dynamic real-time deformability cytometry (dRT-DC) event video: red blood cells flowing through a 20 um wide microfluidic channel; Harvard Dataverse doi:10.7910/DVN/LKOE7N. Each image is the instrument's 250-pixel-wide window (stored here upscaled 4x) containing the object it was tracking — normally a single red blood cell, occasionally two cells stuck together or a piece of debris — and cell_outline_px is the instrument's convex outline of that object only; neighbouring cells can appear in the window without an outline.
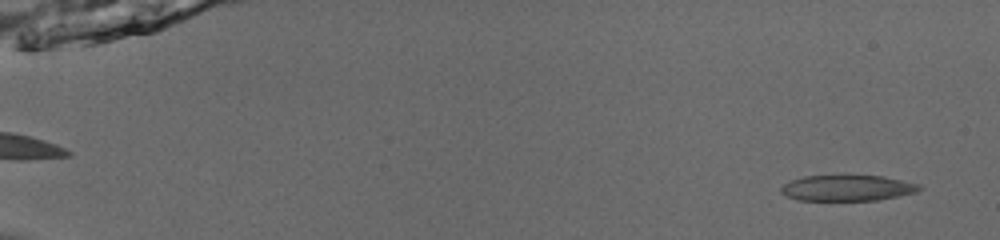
{"species": "common noctule bat (a hibernating species)", "species_latin": "Nyctalus noctula", "temperature_condition": "room temperature", "stored_images_in_passage": 33, "camera_frame_rate_fps": 3000, "um_per_image_px": 0.085, "animal": {"sex": "male", "body_mass_g": 13.0, "forearm_length_mm": 53.1}, "frame": {"image": 1, "passage_image": 2, "time_ms": 0.333, "image_size_px": [1000, 240], "cell_outline_px": [[924, 188], [916, 192], [876, 200], [796, 200], [780, 192], [780, 188], [784, 184], [792, 180], [804, 176], [884, 176], [920, 184]], "centroid_in_image_um": [72.04, 15.98], "position_along_channel_um": 13.0, "area_um2": 20.63}}
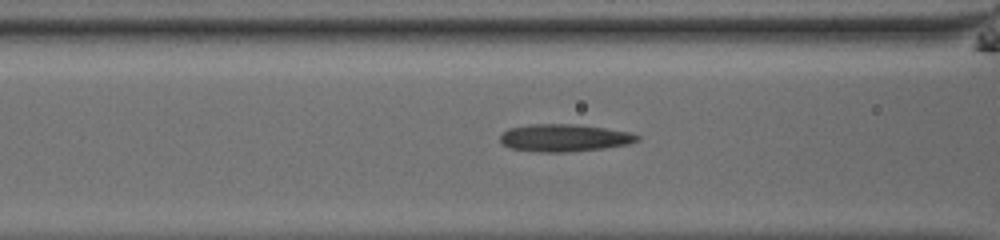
{"frame": {"image": 2, "passage_image": 22, "time_ms": 7.0, "image_size_px": [1000, 240], "cell_outline_px": [[640, 140], [628, 144], [604, 148], [568, 152], [540, 152], [508, 148], [500, 144], [500, 136], [508, 128], [528, 124], [580, 124], [632, 132], [640, 136]], "centroid_in_image_um": [47.96, 11.71], "position_along_channel_um": 118.6, "area_um2": 22.25}}
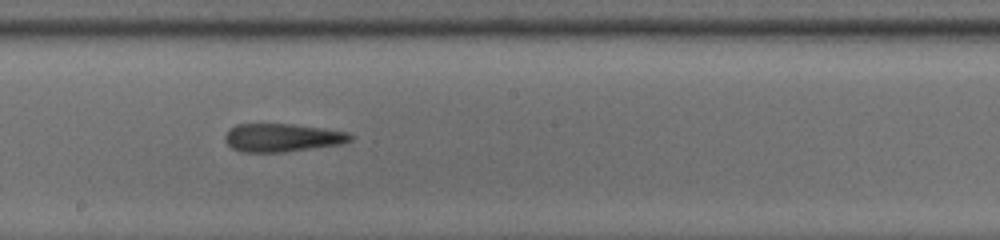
{"frame": {"image": 3, "passage_image": 30, "time_ms": 9.667, "image_size_px": [1000, 240], "cell_outline_px": [[352, 140], [340, 144], [284, 152], [240, 152], [232, 148], [224, 140], [224, 136], [228, 128], [236, 124], [292, 124], [324, 128], [348, 132], [352, 136]], "centroid_in_image_um": [23.94, 11.69], "position_along_channel_um": 224.3, "area_um2": 20.69}}